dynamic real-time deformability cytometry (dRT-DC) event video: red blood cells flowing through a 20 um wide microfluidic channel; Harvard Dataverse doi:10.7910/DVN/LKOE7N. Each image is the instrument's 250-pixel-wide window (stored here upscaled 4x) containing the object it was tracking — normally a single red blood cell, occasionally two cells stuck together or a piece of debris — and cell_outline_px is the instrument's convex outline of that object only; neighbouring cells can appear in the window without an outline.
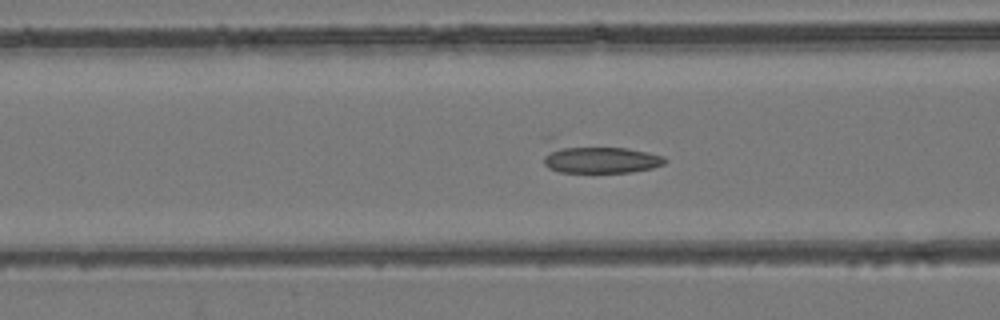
{"species": "common noctule bat (a hibernating species)", "species_latin": "Nyctalus noctula", "temperature_condition": "room temperature", "stored_images_in_passage": 50, "camera_frame_rate_fps": 3000, "um_per_image_px": 0.085, "animal": {"sex": "female", "body_mass_g": 24.6, "forearm_length_mm": 56.2}, "frame": {"image": 1, "passage_image": 20, "time_ms": 6.333, "image_size_px": [1000, 320], "cell_outline_px": [[668, 160], [664, 164], [652, 168], [632, 172], [560, 172], [548, 168], [544, 164], [544, 156], [556, 144], [560, 144], [628, 148], [648, 152], [664, 156]], "centroid_in_image_um": [51.01, 13.53], "position_along_channel_um": 115.6, "area_um2": 19.71}}
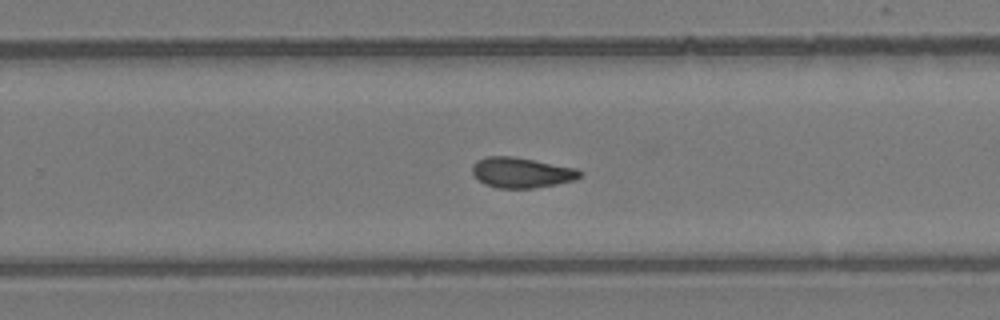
{"frame": {"image": 2, "passage_image": 32, "time_ms": 10.333, "image_size_px": [1000, 320], "cell_outline_px": [[580, 176], [576, 180], [556, 184], [532, 188], [496, 188], [484, 184], [472, 172], [472, 164], [476, 160], [484, 156], [512, 156], [576, 168], [580, 172]], "centroid_in_image_um": [44.28, 14.66], "position_along_channel_um": 285.5, "area_um2": 18.96}}
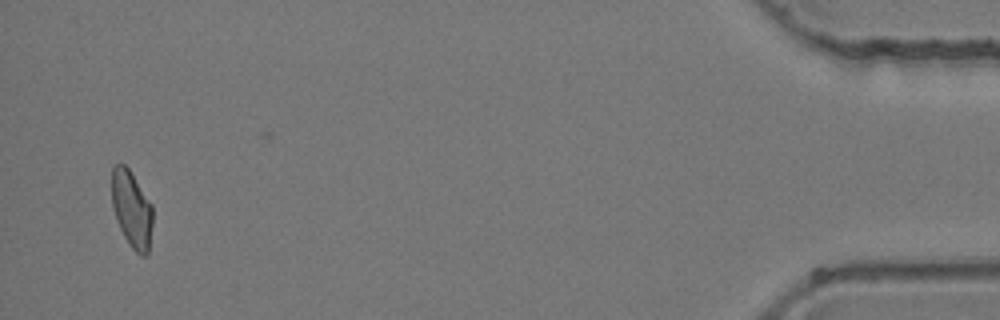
{"frame": {"image": 3, "passage_image": 48, "time_ms": 15.667, "image_size_px": [1000, 320], "cell_outline_px": [[152, 224], [148, 252], [144, 256], [140, 256], [132, 248], [124, 236], [116, 220], [112, 204], [112, 168], [116, 164], [124, 164], [128, 168], [152, 204]], "centroid_in_image_um": [11.19, 17.78], "position_along_channel_um": 424.0, "area_um2": 18.15}}